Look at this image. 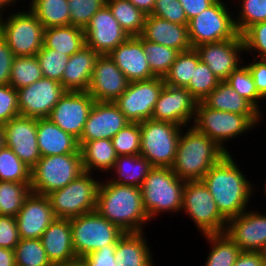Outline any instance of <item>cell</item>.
<instances>
[{"mask_svg": "<svg viewBox=\"0 0 266 266\" xmlns=\"http://www.w3.org/2000/svg\"><path fill=\"white\" fill-rule=\"evenodd\" d=\"M239 167L230 153L213 165L202 178L220 213L227 220L246 211L250 207L248 203L255 196L256 184L246 178Z\"/></svg>", "mask_w": 266, "mask_h": 266, "instance_id": "1", "label": "cell"}, {"mask_svg": "<svg viewBox=\"0 0 266 266\" xmlns=\"http://www.w3.org/2000/svg\"><path fill=\"white\" fill-rule=\"evenodd\" d=\"M95 210L125 233L145 232L151 222L143 207L141 188L109 179L100 182Z\"/></svg>", "mask_w": 266, "mask_h": 266, "instance_id": "2", "label": "cell"}, {"mask_svg": "<svg viewBox=\"0 0 266 266\" xmlns=\"http://www.w3.org/2000/svg\"><path fill=\"white\" fill-rule=\"evenodd\" d=\"M227 154L216 142L192 125L186 126L181 131L171 170L184 181L202 180L210 168Z\"/></svg>", "mask_w": 266, "mask_h": 266, "instance_id": "3", "label": "cell"}, {"mask_svg": "<svg viewBox=\"0 0 266 266\" xmlns=\"http://www.w3.org/2000/svg\"><path fill=\"white\" fill-rule=\"evenodd\" d=\"M186 181L169 167H153L141 185L143 207L150 221L164 212L181 214Z\"/></svg>", "mask_w": 266, "mask_h": 266, "instance_id": "4", "label": "cell"}, {"mask_svg": "<svg viewBox=\"0 0 266 266\" xmlns=\"http://www.w3.org/2000/svg\"><path fill=\"white\" fill-rule=\"evenodd\" d=\"M261 115H239L227 111H218L197 102L192 126L216 142L228 154V142L261 124ZM226 145V146H225Z\"/></svg>", "mask_w": 266, "mask_h": 266, "instance_id": "5", "label": "cell"}, {"mask_svg": "<svg viewBox=\"0 0 266 266\" xmlns=\"http://www.w3.org/2000/svg\"><path fill=\"white\" fill-rule=\"evenodd\" d=\"M94 176L84 171L67 186L47 195L56 218L72 219L95 211L101 179Z\"/></svg>", "mask_w": 266, "mask_h": 266, "instance_id": "6", "label": "cell"}, {"mask_svg": "<svg viewBox=\"0 0 266 266\" xmlns=\"http://www.w3.org/2000/svg\"><path fill=\"white\" fill-rule=\"evenodd\" d=\"M84 172L81 153L41 157L31 169V192L47 196Z\"/></svg>", "mask_w": 266, "mask_h": 266, "instance_id": "7", "label": "cell"}, {"mask_svg": "<svg viewBox=\"0 0 266 266\" xmlns=\"http://www.w3.org/2000/svg\"><path fill=\"white\" fill-rule=\"evenodd\" d=\"M183 128L168 121L148 119L141 122L140 155L153 167L171 168Z\"/></svg>", "mask_w": 266, "mask_h": 266, "instance_id": "8", "label": "cell"}, {"mask_svg": "<svg viewBox=\"0 0 266 266\" xmlns=\"http://www.w3.org/2000/svg\"><path fill=\"white\" fill-rule=\"evenodd\" d=\"M194 222L199 234L226 231L228 220L220 213L213 196L202 180L186 181L183 188L182 210Z\"/></svg>", "mask_w": 266, "mask_h": 266, "instance_id": "9", "label": "cell"}, {"mask_svg": "<svg viewBox=\"0 0 266 266\" xmlns=\"http://www.w3.org/2000/svg\"><path fill=\"white\" fill-rule=\"evenodd\" d=\"M70 225L77 257H83L107 245H116L125 233L96 210L70 219Z\"/></svg>", "mask_w": 266, "mask_h": 266, "instance_id": "10", "label": "cell"}, {"mask_svg": "<svg viewBox=\"0 0 266 266\" xmlns=\"http://www.w3.org/2000/svg\"><path fill=\"white\" fill-rule=\"evenodd\" d=\"M10 12L3 18L1 37L15 57L36 56L43 47V25L29 9Z\"/></svg>", "mask_w": 266, "mask_h": 266, "instance_id": "11", "label": "cell"}, {"mask_svg": "<svg viewBox=\"0 0 266 266\" xmlns=\"http://www.w3.org/2000/svg\"><path fill=\"white\" fill-rule=\"evenodd\" d=\"M229 6L225 0H217L212 6L189 20L188 32L193 48L204 43L231 39L238 34L234 15Z\"/></svg>", "mask_w": 266, "mask_h": 266, "instance_id": "12", "label": "cell"}, {"mask_svg": "<svg viewBox=\"0 0 266 266\" xmlns=\"http://www.w3.org/2000/svg\"><path fill=\"white\" fill-rule=\"evenodd\" d=\"M164 85V79L161 77L129 82L124 93L113 103L129 122L141 123L152 118L156 101Z\"/></svg>", "mask_w": 266, "mask_h": 266, "instance_id": "13", "label": "cell"}, {"mask_svg": "<svg viewBox=\"0 0 266 266\" xmlns=\"http://www.w3.org/2000/svg\"><path fill=\"white\" fill-rule=\"evenodd\" d=\"M65 92L61 83L42 77L29 86L17 89L19 114L37 119L48 118Z\"/></svg>", "mask_w": 266, "mask_h": 266, "instance_id": "14", "label": "cell"}, {"mask_svg": "<svg viewBox=\"0 0 266 266\" xmlns=\"http://www.w3.org/2000/svg\"><path fill=\"white\" fill-rule=\"evenodd\" d=\"M94 102L87 91H66L48 118L79 140Z\"/></svg>", "mask_w": 266, "mask_h": 266, "instance_id": "15", "label": "cell"}, {"mask_svg": "<svg viewBox=\"0 0 266 266\" xmlns=\"http://www.w3.org/2000/svg\"><path fill=\"white\" fill-rule=\"evenodd\" d=\"M195 50L199 53L200 60L208 65L220 81H225L244 63V42L240 34L231 39L200 44Z\"/></svg>", "mask_w": 266, "mask_h": 266, "instance_id": "16", "label": "cell"}, {"mask_svg": "<svg viewBox=\"0 0 266 266\" xmlns=\"http://www.w3.org/2000/svg\"><path fill=\"white\" fill-rule=\"evenodd\" d=\"M197 100L187 88L164 85L156 101L152 120L168 121L179 126L192 125L195 117Z\"/></svg>", "mask_w": 266, "mask_h": 266, "instance_id": "17", "label": "cell"}, {"mask_svg": "<svg viewBox=\"0 0 266 266\" xmlns=\"http://www.w3.org/2000/svg\"><path fill=\"white\" fill-rule=\"evenodd\" d=\"M83 30L86 46L99 55L109 54L130 37L106 4L96 12Z\"/></svg>", "mask_w": 266, "mask_h": 266, "instance_id": "18", "label": "cell"}, {"mask_svg": "<svg viewBox=\"0 0 266 266\" xmlns=\"http://www.w3.org/2000/svg\"><path fill=\"white\" fill-rule=\"evenodd\" d=\"M5 146L30 169L41 158L37 142V118L18 115L3 124Z\"/></svg>", "mask_w": 266, "mask_h": 266, "instance_id": "19", "label": "cell"}, {"mask_svg": "<svg viewBox=\"0 0 266 266\" xmlns=\"http://www.w3.org/2000/svg\"><path fill=\"white\" fill-rule=\"evenodd\" d=\"M129 81L109 55H99L87 92L96 102H114L127 89Z\"/></svg>", "mask_w": 266, "mask_h": 266, "instance_id": "20", "label": "cell"}, {"mask_svg": "<svg viewBox=\"0 0 266 266\" xmlns=\"http://www.w3.org/2000/svg\"><path fill=\"white\" fill-rule=\"evenodd\" d=\"M225 233L241 251L259 252L266 243V215L247 209L228 220Z\"/></svg>", "mask_w": 266, "mask_h": 266, "instance_id": "21", "label": "cell"}, {"mask_svg": "<svg viewBox=\"0 0 266 266\" xmlns=\"http://www.w3.org/2000/svg\"><path fill=\"white\" fill-rule=\"evenodd\" d=\"M129 121L113 102H94L78 140L81 147L85 142L112 139Z\"/></svg>", "mask_w": 266, "mask_h": 266, "instance_id": "22", "label": "cell"}, {"mask_svg": "<svg viewBox=\"0 0 266 266\" xmlns=\"http://www.w3.org/2000/svg\"><path fill=\"white\" fill-rule=\"evenodd\" d=\"M55 218L48 197L31 192L15 217L20 239H40Z\"/></svg>", "mask_w": 266, "mask_h": 266, "instance_id": "23", "label": "cell"}, {"mask_svg": "<svg viewBox=\"0 0 266 266\" xmlns=\"http://www.w3.org/2000/svg\"><path fill=\"white\" fill-rule=\"evenodd\" d=\"M116 66L124 73L129 82L148 80L156 77L148 64L141 36H130L109 54Z\"/></svg>", "mask_w": 266, "mask_h": 266, "instance_id": "24", "label": "cell"}, {"mask_svg": "<svg viewBox=\"0 0 266 266\" xmlns=\"http://www.w3.org/2000/svg\"><path fill=\"white\" fill-rule=\"evenodd\" d=\"M143 39L185 52L193 49L188 32V25L146 15L144 28L140 35Z\"/></svg>", "mask_w": 266, "mask_h": 266, "instance_id": "25", "label": "cell"}, {"mask_svg": "<svg viewBox=\"0 0 266 266\" xmlns=\"http://www.w3.org/2000/svg\"><path fill=\"white\" fill-rule=\"evenodd\" d=\"M40 240L52 265L77 257L72 244L70 219L55 218Z\"/></svg>", "mask_w": 266, "mask_h": 266, "instance_id": "26", "label": "cell"}, {"mask_svg": "<svg viewBox=\"0 0 266 266\" xmlns=\"http://www.w3.org/2000/svg\"><path fill=\"white\" fill-rule=\"evenodd\" d=\"M37 142L41 157L81 153L78 139L49 118L37 119Z\"/></svg>", "mask_w": 266, "mask_h": 266, "instance_id": "27", "label": "cell"}, {"mask_svg": "<svg viewBox=\"0 0 266 266\" xmlns=\"http://www.w3.org/2000/svg\"><path fill=\"white\" fill-rule=\"evenodd\" d=\"M98 56L92 48L84 46L69 57L62 76V86L66 91L88 90Z\"/></svg>", "mask_w": 266, "mask_h": 266, "instance_id": "28", "label": "cell"}, {"mask_svg": "<svg viewBox=\"0 0 266 266\" xmlns=\"http://www.w3.org/2000/svg\"><path fill=\"white\" fill-rule=\"evenodd\" d=\"M144 233H124L116 243L115 266H156Z\"/></svg>", "mask_w": 266, "mask_h": 266, "instance_id": "29", "label": "cell"}, {"mask_svg": "<svg viewBox=\"0 0 266 266\" xmlns=\"http://www.w3.org/2000/svg\"><path fill=\"white\" fill-rule=\"evenodd\" d=\"M80 151L83 170L91 174L102 172L107 175L114 168L118 157L111 139L85 142L80 147Z\"/></svg>", "mask_w": 266, "mask_h": 266, "instance_id": "30", "label": "cell"}, {"mask_svg": "<svg viewBox=\"0 0 266 266\" xmlns=\"http://www.w3.org/2000/svg\"><path fill=\"white\" fill-rule=\"evenodd\" d=\"M202 102L207 107L218 111L239 115H262L249 101L233 90L226 81H220L218 86Z\"/></svg>", "mask_w": 266, "mask_h": 266, "instance_id": "31", "label": "cell"}, {"mask_svg": "<svg viewBox=\"0 0 266 266\" xmlns=\"http://www.w3.org/2000/svg\"><path fill=\"white\" fill-rule=\"evenodd\" d=\"M153 165L139 155H119L114 168L109 173V180L121 185L141 187Z\"/></svg>", "mask_w": 266, "mask_h": 266, "instance_id": "32", "label": "cell"}, {"mask_svg": "<svg viewBox=\"0 0 266 266\" xmlns=\"http://www.w3.org/2000/svg\"><path fill=\"white\" fill-rule=\"evenodd\" d=\"M86 46L84 30L80 27L58 26L44 29L43 47L54 49L68 56Z\"/></svg>", "mask_w": 266, "mask_h": 266, "instance_id": "33", "label": "cell"}, {"mask_svg": "<svg viewBox=\"0 0 266 266\" xmlns=\"http://www.w3.org/2000/svg\"><path fill=\"white\" fill-rule=\"evenodd\" d=\"M28 5L44 29L70 25L68 0H30Z\"/></svg>", "mask_w": 266, "mask_h": 266, "instance_id": "34", "label": "cell"}, {"mask_svg": "<svg viewBox=\"0 0 266 266\" xmlns=\"http://www.w3.org/2000/svg\"><path fill=\"white\" fill-rule=\"evenodd\" d=\"M209 246V255L204 266H232L241 253L239 246L226 234H205Z\"/></svg>", "mask_w": 266, "mask_h": 266, "instance_id": "35", "label": "cell"}, {"mask_svg": "<svg viewBox=\"0 0 266 266\" xmlns=\"http://www.w3.org/2000/svg\"><path fill=\"white\" fill-rule=\"evenodd\" d=\"M112 15L129 36H140L146 14L135 7L129 0H106Z\"/></svg>", "mask_w": 266, "mask_h": 266, "instance_id": "36", "label": "cell"}, {"mask_svg": "<svg viewBox=\"0 0 266 266\" xmlns=\"http://www.w3.org/2000/svg\"><path fill=\"white\" fill-rule=\"evenodd\" d=\"M200 61L199 53L195 48L180 52L168 73L164 76V83L174 87L186 88L193 77L194 69Z\"/></svg>", "mask_w": 266, "mask_h": 266, "instance_id": "37", "label": "cell"}, {"mask_svg": "<svg viewBox=\"0 0 266 266\" xmlns=\"http://www.w3.org/2000/svg\"><path fill=\"white\" fill-rule=\"evenodd\" d=\"M30 193V183L0 181V215L16 217Z\"/></svg>", "mask_w": 266, "mask_h": 266, "instance_id": "38", "label": "cell"}, {"mask_svg": "<svg viewBox=\"0 0 266 266\" xmlns=\"http://www.w3.org/2000/svg\"><path fill=\"white\" fill-rule=\"evenodd\" d=\"M42 77L41 67L36 56L14 57L9 80V85L14 89L29 86Z\"/></svg>", "mask_w": 266, "mask_h": 266, "instance_id": "39", "label": "cell"}, {"mask_svg": "<svg viewBox=\"0 0 266 266\" xmlns=\"http://www.w3.org/2000/svg\"><path fill=\"white\" fill-rule=\"evenodd\" d=\"M142 45L152 73L156 77L164 78L180 52L143 38Z\"/></svg>", "mask_w": 266, "mask_h": 266, "instance_id": "40", "label": "cell"}, {"mask_svg": "<svg viewBox=\"0 0 266 266\" xmlns=\"http://www.w3.org/2000/svg\"><path fill=\"white\" fill-rule=\"evenodd\" d=\"M233 90L239 93L240 96L249 101L261 114L262 118L263 111L262 107L259 105L260 100L264 98L258 93L253 75L251 74L246 63L241 64L237 69H235L229 77L225 80Z\"/></svg>", "mask_w": 266, "mask_h": 266, "instance_id": "41", "label": "cell"}, {"mask_svg": "<svg viewBox=\"0 0 266 266\" xmlns=\"http://www.w3.org/2000/svg\"><path fill=\"white\" fill-rule=\"evenodd\" d=\"M0 181L31 183V169L7 146L0 150Z\"/></svg>", "mask_w": 266, "mask_h": 266, "instance_id": "42", "label": "cell"}, {"mask_svg": "<svg viewBox=\"0 0 266 266\" xmlns=\"http://www.w3.org/2000/svg\"><path fill=\"white\" fill-rule=\"evenodd\" d=\"M14 257L16 266H53L40 239H20Z\"/></svg>", "mask_w": 266, "mask_h": 266, "instance_id": "43", "label": "cell"}, {"mask_svg": "<svg viewBox=\"0 0 266 266\" xmlns=\"http://www.w3.org/2000/svg\"><path fill=\"white\" fill-rule=\"evenodd\" d=\"M238 12L234 23L238 34H242L251 25L266 21V0H238Z\"/></svg>", "mask_w": 266, "mask_h": 266, "instance_id": "44", "label": "cell"}, {"mask_svg": "<svg viewBox=\"0 0 266 266\" xmlns=\"http://www.w3.org/2000/svg\"><path fill=\"white\" fill-rule=\"evenodd\" d=\"M36 57L41 67L42 76L62 84V76L70 56L54 49L42 47Z\"/></svg>", "mask_w": 266, "mask_h": 266, "instance_id": "45", "label": "cell"}, {"mask_svg": "<svg viewBox=\"0 0 266 266\" xmlns=\"http://www.w3.org/2000/svg\"><path fill=\"white\" fill-rule=\"evenodd\" d=\"M219 82L220 80L209 69L208 65L200 61L194 69L193 77L186 88L199 102L213 91Z\"/></svg>", "mask_w": 266, "mask_h": 266, "instance_id": "46", "label": "cell"}, {"mask_svg": "<svg viewBox=\"0 0 266 266\" xmlns=\"http://www.w3.org/2000/svg\"><path fill=\"white\" fill-rule=\"evenodd\" d=\"M111 140L118 156L139 155L141 144L140 123L129 122Z\"/></svg>", "mask_w": 266, "mask_h": 266, "instance_id": "47", "label": "cell"}, {"mask_svg": "<svg viewBox=\"0 0 266 266\" xmlns=\"http://www.w3.org/2000/svg\"><path fill=\"white\" fill-rule=\"evenodd\" d=\"M106 0H68L70 25L84 29Z\"/></svg>", "mask_w": 266, "mask_h": 266, "instance_id": "48", "label": "cell"}, {"mask_svg": "<svg viewBox=\"0 0 266 266\" xmlns=\"http://www.w3.org/2000/svg\"><path fill=\"white\" fill-rule=\"evenodd\" d=\"M241 36L246 55L248 53L255 58L266 59V21L251 25Z\"/></svg>", "mask_w": 266, "mask_h": 266, "instance_id": "49", "label": "cell"}, {"mask_svg": "<svg viewBox=\"0 0 266 266\" xmlns=\"http://www.w3.org/2000/svg\"><path fill=\"white\" fill-rule=\"evenodd\" d=\"M151 15L182 25L189 22L179 0H156Z\"/></svg>", "mask_w": 266, "mask_h": 266, "instance_id": "50", "label": "cell"}, {"mask_svg": "<svg viewBox=\"0 0 266 266\" xmlns=\"http://www.w3.org/2000/svg\"><path fill=\"white\" fill-rule=\"evenodd\" d=\"M18 115L17 90L9 84L0 85V124H5Z\"/></svg>", "mask_w": 266, "mask_h": 266, "instance_id": "51", "label": "cell"}, {"mask_svg": "<svg viewBox=\"0 0 266 266\" xmlns=\"http://www.w3.org/2000/svg\"><path fill=\"white\" fill-rule=\"evenodd\" d=\"M19 241L15 217L0 215V247L14 250Z\"/></svg>", "mask_w": 266, "mask_h": 266, "instance_id": "52", "label": "cell"}, {"mask_svg": "<svg viewBox=\"0 0 266 266\" xmlns=\"http://www.w3.org/2000/svg\"><path fill=\"white\" fill-rule=\"evenodd\" d=\"M116 245H107L82 258L88 266H115Z\"/></svg>", "mask_w": 266, "mask_h": 266, "instance_id": "53", "label": "cell"}, {"mask_svg": "<svg viewBox=\"0 0 266 266\" xmlns=\"http://www.w3.org/2000/svg\"><path fill=\"white\" fill-rule=\"evenodd\" d=\"M246 62L258 93L266 99V59L255 58Z\"/></svg>", "mask_w": 266, "mask_h": 266, "instance_id": "54", "label": "cell"}, {"mask_svg": "<svg viewBox=\"0 0 266 266\" xmlns=\"http://www.w3.org/2000/svg\"><path fill=\"white\" fill-rule=\"evenodd\" d=\"M14 55L0 35V85H8Z\"/></svg>", "mask_w": 266, "mask_h": 266, "instance_id": "55", "label": "cell"}, {"mask_svg": "<svg viewBox=\"0 0 266 266\" xmlns=\"http://www.w3.org/2000/svg\"><path fill=\"white\" fill-rule=\"evenodd\" d=\"M187 20L199 15L202 11L212 6L217 0H179Z\"/></svg>", "mask_w": 266, "mask_h": 266, "instance_id": "56", "label": "cell"}, {"mask_svg": "<svg viewBox=\"0 0 266 266\" xmlns=\"http://www.w3.org/2000/svg\"><path fill=\"white\" fill-rule=\"evenodd\" d=\"M235 266H265L259 252L241 251L238 255Z\"/></svg>", "mask_w": 266, "mask_h": 266, "instance_id": "57", "label": "cell"}, {"mask_svg": "<svg viewBox=\"0 0 266 266\" xmlns=\"http://www.w3.org/2000/svg\"><path fill=\"white\" fill-rule=\"evenodd\" d=\"M0 266H16L14 250L0 247Z\"/></svg>", "mask_w": 266, "mask_h": 266, "instance_id": "58", "label": "cell"}, {"mask_svg": "<svg viewBox=\"0 0 266 266\" xmlns=\"http://www.w3.org/2000/svg\"><path fill=\"white\" fill-rule=\"evenodd\" d=\"M135 7L144 14L150 15L153 12L156 0H129Z\"/></svg>", "mask_w": 266, "mask_h": 266, "instance_id": "59", "label": "cell"}, {"mask_svg": "<svg viewBox=\"0 0 266 266\" xmlns=\"http://www.w3.org/2000/svg\"><path fill=\"white\" fill-rule=\"evenodd\" d=\"M53 266H88L82 257H76L64 263L55 264Z\"/></svg>", "mask_w": 266, "mask_h": 266, "instance_id": "60", "label": "cell"}, {"mask_svg": "<svg viewBox=\"0 0 266 266\" xmlns=\"http://www.w3.org/2000/svg\"><path fill=\"white\" fill-rule=\"evenodd\" d=\"M20 2L22 0H19ZM18 0H0V8L2 10H4L5 12H7L8 10L11 9V7H13L15 4L17 5V3L19 2ZM10 6V7H9ZM7 9V10H6Z\"/></svg>", "mask_w": 266, "mask_h": 266, "instance_id": "61", "label": "cell"}, {"mask_svg": "<svg viewBox=\"0 0 266 266\" xmlns=\"http://www.w3.org/2000/svg\"><path fill=\"white\" fill-rule=\"evenodd\" d=\"M5 146V136L3 124H0V150Z\"/></svg>", "mask_w": 266, "mask_h": 266, "instance_id": "62", "label": "cell"}, {"mask_svg": "<svg viewBox=\"0 0 266 266\" xmlns=\"http://www.w3.org/2000/svg\"><path fill=\"white\" fill-rule=\"evenodd\" d=\"M259 253L261 254V258L263 259L264 265L266 266V243L262 246Z\"/></svg>", "mask_w": 266, "mask_h": 266, "instance_id": "63", "label": "cell"}, {"mask_svg": "<svg viewBox=\"0 0 266 266\" xmlns=\"http://www.w3.org/2000/svg\"><path fill=\"white\" fill-rule=\"evenodd\" d=\"M3 14H5V11L0 8V29H1V26L3 23V18L5 17V15H3Z\"/></svg>", "mask_w": 266, "mask_h": 266, "instance_id": "64", "label": "cell"}, {"mask_svg": "<svg viewBox=\"0 0 266 266\" xmlns=\"http://www.w3.org/2000/svg\"><path fill=\"white\" fill-rule=\"evenodd\" d=\"M265 183H264V189H263V192H264V196L266 197V179H265V181H264Z\"/></svg>", "mask_w": 266, "mask_h": 266, "instance_id": "65", "label": "cell"}]
</instances>
